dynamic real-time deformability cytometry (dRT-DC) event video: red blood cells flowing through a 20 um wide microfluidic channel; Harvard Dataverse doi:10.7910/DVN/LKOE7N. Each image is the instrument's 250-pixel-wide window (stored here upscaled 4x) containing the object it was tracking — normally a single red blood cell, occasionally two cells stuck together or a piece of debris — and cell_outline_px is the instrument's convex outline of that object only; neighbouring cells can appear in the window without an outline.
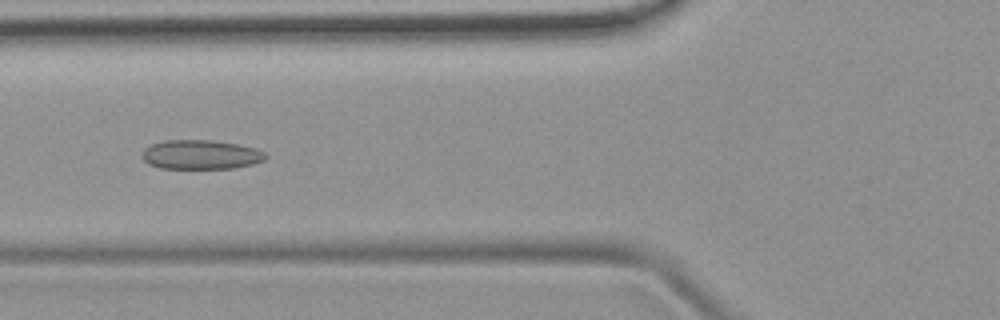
{"species": "common noctule bat (a hibernating species)", "species_latin": "Nyctalus noctula", "temperature_condition": "room temperature", "stored_images_in_passage": 50, "camera_frame_rate_fps": 3000, "um_per_image_px": 0.085, "animal": {"sex": "female", "body_mass_g": 19.9}, "frame": {"image": 1, "passage_image": 19, "time_ms": 6.0, "image_size_px": [1000, 320], "cell_outline_px": [[268, 156], [264, 160], [252, 164], [232, 168], [160, 168], [148, 164], [140, 156], [144, 148], [152, 144], [164, 140], [212, 140], [236, 144], [256, 148], [264, 152]], "centroid_in_image_um": [17.04, 13.14], "position_along_channel_um": 108.8, "area_um2": 21.1}}
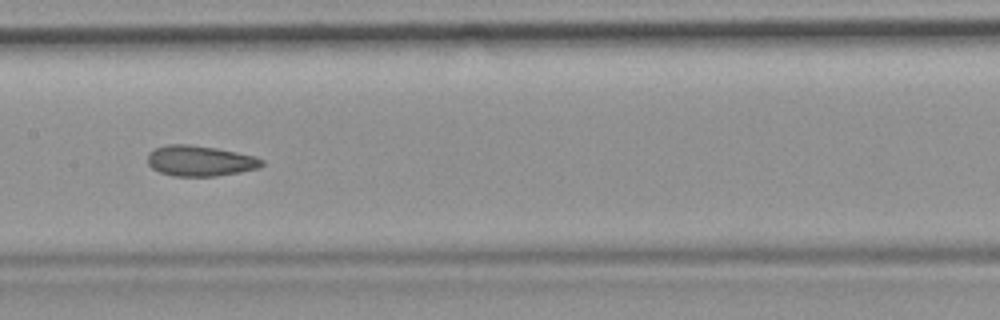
{"frame": {"image": 2, "passage_image": 25, "time_ms": 8.0, "image_size_px": [1000, 320], "cell_outline_px": [[264, 164], [256, 168], [240, 172], [216, 176], [172, 176], [160, 172], [152, 168], [148, 164], [148, 152], [156, 148], [168, 144], [188, 144], [216, 148], [256, 156], [264, 160]], "centroid_in_image_um": [16.99, 13.67], "position_along_channel_um": 190.4, "area_um2": 20.35}}
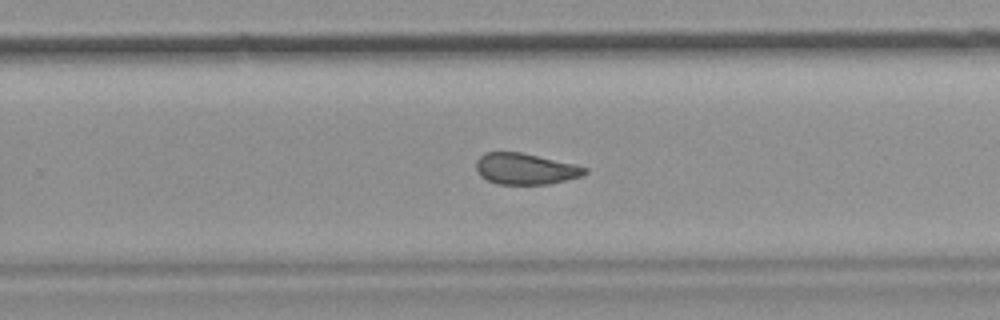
{"frame": {"image": 3, "passage_image": 32, "time_ms": 10.333, "image_size_px": [1000, 320], "cell_outline_px": [[588, 172], [584, 176], [548, 184], [496, 184], [480, 176], [476, 168], [476, 160], [484, 152], [520, 152], [576, 164], [588, 168]], "centroid_in_image_um": [44.68, 14.35], "position_along_channel_um": 285.1, "area_um2": 19.88}}